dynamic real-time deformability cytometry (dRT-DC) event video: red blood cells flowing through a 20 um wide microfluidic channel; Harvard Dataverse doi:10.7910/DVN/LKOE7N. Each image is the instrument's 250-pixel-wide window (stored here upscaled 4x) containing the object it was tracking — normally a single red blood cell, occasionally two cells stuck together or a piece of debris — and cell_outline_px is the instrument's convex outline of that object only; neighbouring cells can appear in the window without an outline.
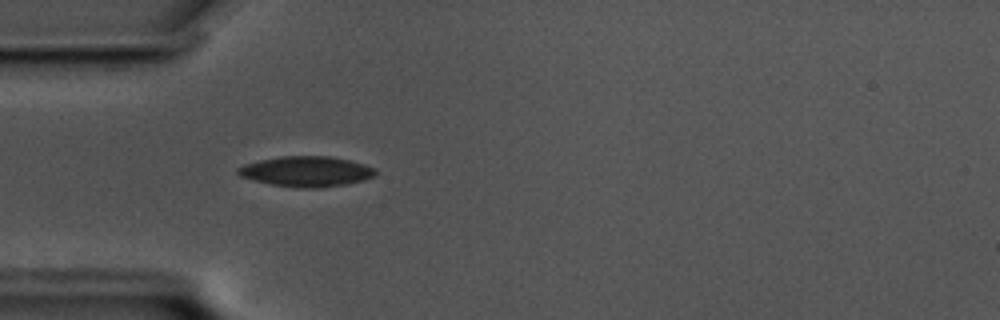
{"species": "common noctule bat (a hibernating species)", "species_latin": "Nyctalus noctula", "temperature_condition": "cold", "stored_images_in_passage": 27, "camera_frame_rate_fps": 3000, "um_per_image_px": 0.085, "animal": {"sex": "male", "body_mass_g": 17.5, "forearm_length_mm": 52.3}, "frame": {"image": 1, "passage_image": 5, "time_ms": 1.333, "image_size_px": [1000, 320], "cell_outline_px": [[376, 172], [372, 176], [360, 180], [344, 184], [320, 188], [300, 188], [272, 184], [240, 176], [236, 172], [236, 168], [244, 164], [260, 160], [280, 156], [328, 156], [348, 160], [364, 164], [376, 168]], "centroid_in_image_um": [26.0, 14.56], "position_along_channel_um": 59.0, "area_um2": 23.99}}
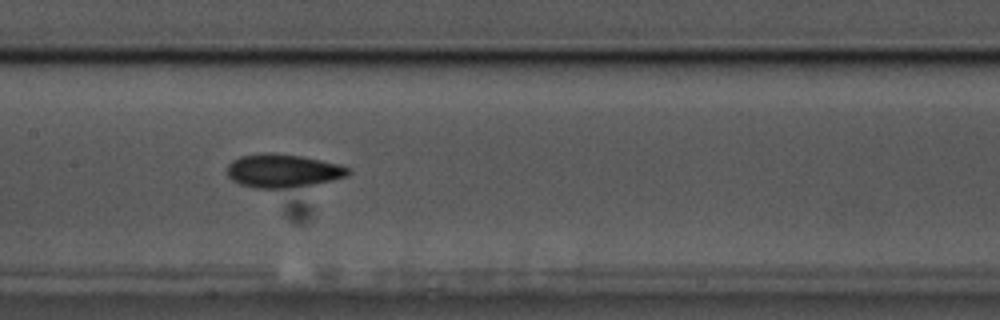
{"frame": {"image": 2, "passage_image": 16, "time_ms": 5.0, "image_size_px": [1000, 320], "cell_outline_px": [[352, 172], [348, 176], [332, 180], [312, 184], [284, 188], [256, 188], [240, 184], [232, 180], [228, 176], [228, 164], [232, 160], [240, 156], [268, 152], [272, 152], [300, 156], [340, 164], [352, 168]], "centroid_in_image_um": [24.06, 14.51], "position_along_channel_um": 183.3, "area_um2": 23.58}}